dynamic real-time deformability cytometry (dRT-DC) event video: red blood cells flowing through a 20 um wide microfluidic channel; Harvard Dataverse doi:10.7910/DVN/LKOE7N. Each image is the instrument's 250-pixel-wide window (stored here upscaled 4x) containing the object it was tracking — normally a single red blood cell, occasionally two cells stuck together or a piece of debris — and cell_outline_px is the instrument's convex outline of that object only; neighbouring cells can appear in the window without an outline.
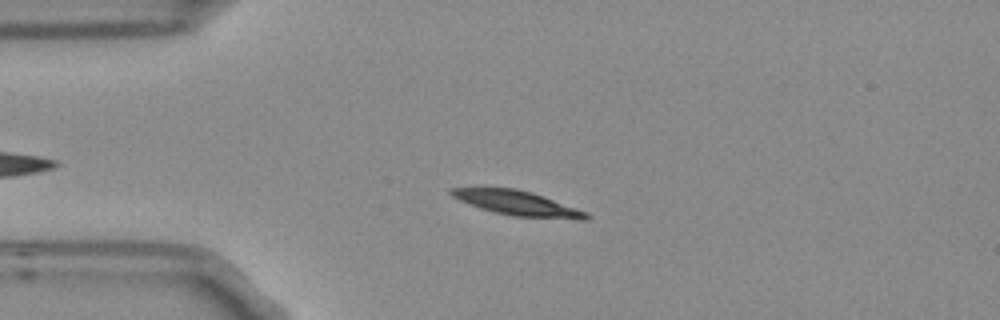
{"species": "Egyptian fruit bat (a non-hibernating species)", "species_latin": "Rousettus aegyptiacus", "temperature_condition": "room temperature", "stored_images_in_passage": 6, "camera_frame_rate_fps": 3000, "um_per_image_px": 0.085, "frame": {"image": 1, "passage_image": 3, "time_ms": 0.667, "image_size_px": [1000, 320], "cell_outline_px": [[592, 216], [588, 220], [580, 220], [512, 216], [480, 208], [468, 204], [452, 196], [448, 192], [452, 188], [516, 188], [532, 192], [544, 196], [588, 212]], "centroid_in_image_um": [44.06, 17.28], "position_along_channel_um": 40.9, "area_um2": 19.48}}
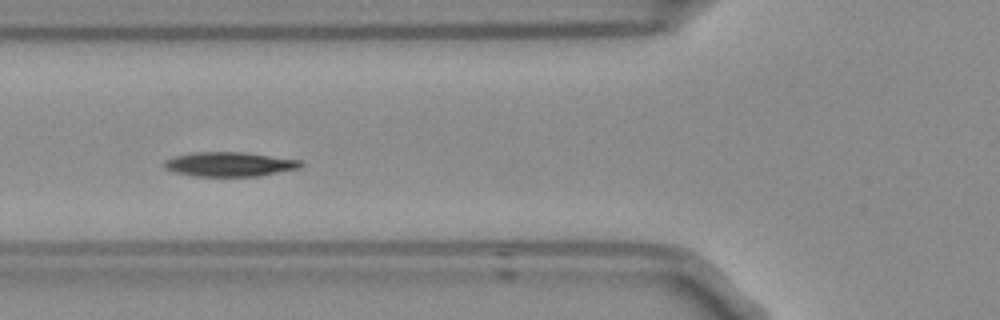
{"frame": {"image": 2, "passage_image": 5, "time_ms": 1.333, "image_size_px": [1000, 320], "cell_outline_px": [[304, 164], [300, 168], [260, 176], [192, 176], [172, 172], [164, 168], [160, 164], [164, 160], [176, 156], [192, 152], [244, 152], [300, 160]], "centroid_in_image_um": [19.46, 13.96], "position_along_channel_um": 106.3, "area_um2": 19.65}}